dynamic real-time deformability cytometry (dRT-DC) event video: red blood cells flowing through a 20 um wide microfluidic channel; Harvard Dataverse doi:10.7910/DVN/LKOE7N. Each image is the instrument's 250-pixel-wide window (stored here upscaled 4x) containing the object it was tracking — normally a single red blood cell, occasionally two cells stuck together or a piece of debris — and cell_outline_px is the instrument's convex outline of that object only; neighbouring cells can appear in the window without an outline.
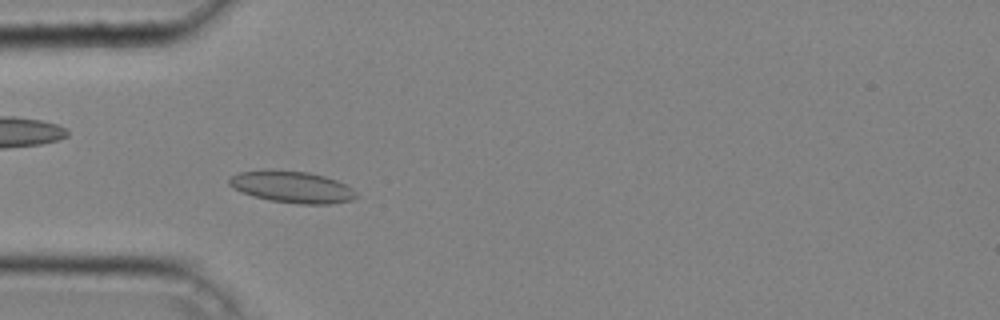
{"species": "common noctule bat (a hibernating species)", "species_latin": "Nyctalus noctula", "temperature_condition": "cold", "stored_images_in_passage": 42, "camera_frame_rate_fps": 3000, "um_per_image_px": 0.085, "animal": {"sex": "male", "body_mass_g": 20.4}, "frame": {"image": 1, "passage_image": 11, "time_ms": 3.333, "image_size_px": [1000, 320], "cell_outline_px": [[360, 196], [352, 200], [332, 204], [300, 204], [272, 200], [252, 196], [240, 192], [232, 188], [228, 184], [228, 180], [236, 172], [264, 168], [268, 168], [308, 172], [324, 176], [336, 180], [352, 188]], "centroid_in_image_um": [24.78, 15.87], "position_along_channel_um": 60.2, "area_um2": 23.99}}
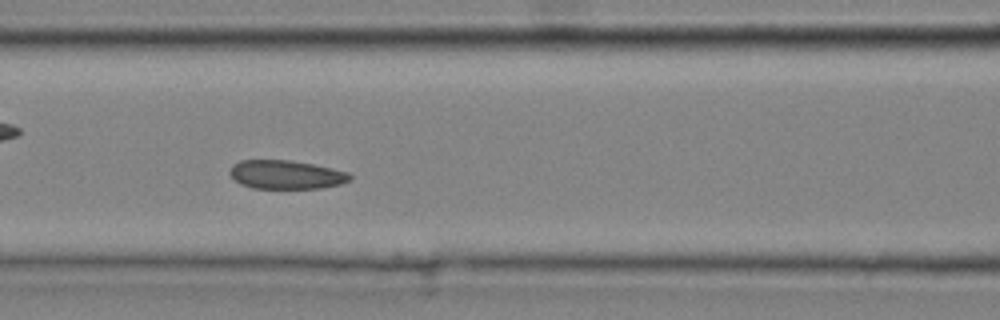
{"frame": {"image": 2, "passage_image": 17, "time_ms": 5.333, "image_size_px": [1000, 320], "cell_outline_px": [[352, 180], [340, 184], [320, 188], [252, 188], [240, 184], [228, 172], [232, 164], [240, 160], [292, 160], [332, 168], [348, 172], [352, 176]], "centroid_in_image_um": [24.31, 14.84], "position_along_channel_um": 142.3, "area_um2": 20.17}}
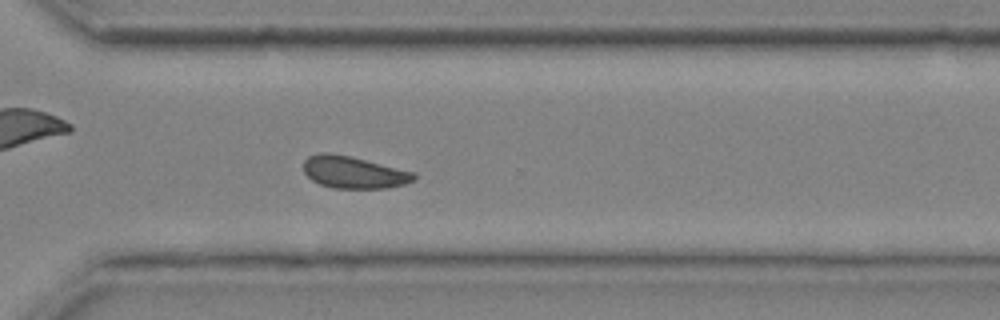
{"frame": {"image": 3, "passage_image": 31, "time_ms": 10.0, "image_size_px": [1000, 320], "cell_outline_px": [[416, 176], [412, 180], [404, 184], [388, 188], [332, 188], [320, 184], [312, 180], [304, 172], [304, 160], [308, 156], [316, 152], [328, 152], [352, 156], [416, 172]], "centroid_in_image_um": [30.05, 14.63], "position_along_channel_um": 340.6, "area_um2": 20.87}, "authors_computed_cell_mechanics": {"area_um2": 20.6924, "velocity_mm_per_s": 4.2392, "shape_relaxation_time_tau1_ms": null, "shape_relaxation_time_tau2_ms": 1.5895, "deformation_change_tau1": null, "deformation_change_tau2": 0.0664}}